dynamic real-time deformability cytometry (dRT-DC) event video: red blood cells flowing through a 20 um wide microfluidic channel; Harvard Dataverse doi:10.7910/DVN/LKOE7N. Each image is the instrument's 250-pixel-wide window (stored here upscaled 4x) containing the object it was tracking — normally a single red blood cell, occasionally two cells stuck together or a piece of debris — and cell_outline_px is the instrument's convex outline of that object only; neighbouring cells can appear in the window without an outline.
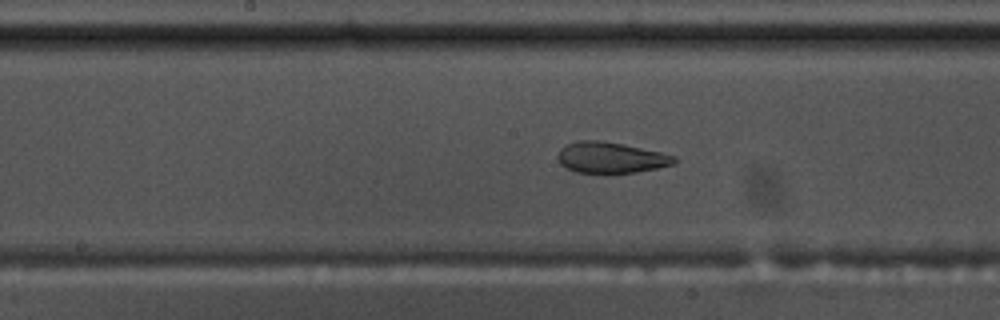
{"species": "common noctule bat (a hibernating species)", "species_latin": "Nyctalus noctula", "temperature_condition": "warm", "stored_images_in_passage": 58, "camera_frame_rate_fps": 3000, "um_per_image_px": 0.085, "animal": {"sex": "male", "body_mass_g": 17.5, "forearm_length_mm": 52.3}, "frame": {"image": 1, "passage_image": 30, "time_ms": 9.667, "image_size_px": [1000, 320], "cell_outline_px": [[676, 164], [636, 172], [612, 176], [576, 172], [560, 164], [556, 156], [560, 148], [564, 144], [576, 140], [600, 140], [624, 144], [660, 152], [676, 156]], "centroid_in_image_um": [51.88, 13.42], "position_along_channel_um": 196.3, "area_um2": 21.91}}
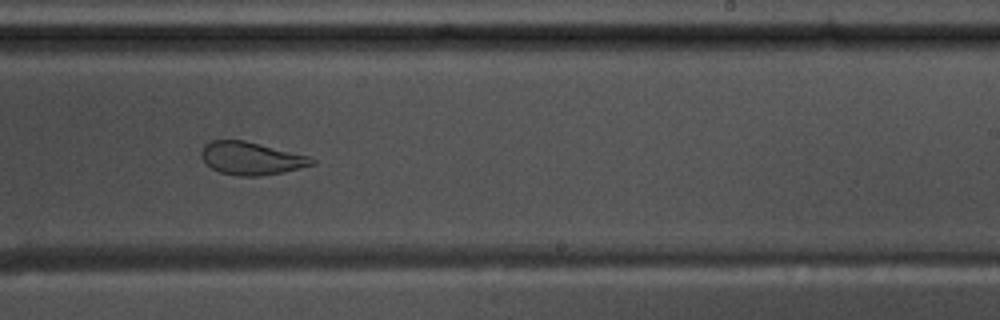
{"frame": {"image": 2, "passage_image": 36, "time_ms": 11.667, "image_size_px": [1000, 320], "cell_outline_px": [[316, 164], [284, 172], [260, 176], [236, 176], [220, 172], [212, 168], [200, 156], [200, 152], [204, 144], [212, 140], [244, 140], [308, 156], [316, 160]], "centroid_in_image_um": [21.34, 13.46], "position_along_channel_um": 267.7, "area_um2": 21.1}}
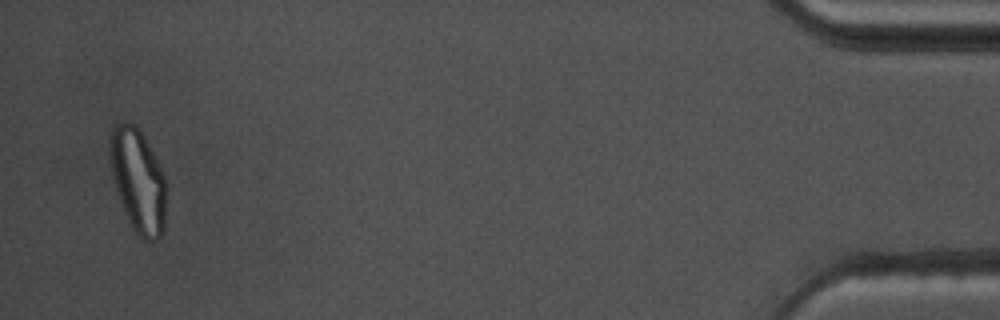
{"frame": {"image": 3, "passage_image": 56, "time_ms": 18.333, "image_size_px": [1000, 320], "cell_outline_px": [[168, 184], [164, 232], [156, 240], [144, 240], [136, 236], [124, 212], [116, 192], [112, 180], [108, 164], [108, 140], [112, 128], [116, 124], [124, 120], [136, 124], [152, 152]], "centroid_in_image_um": [11.7, 15.36], "position_along_channel_um": 423.5, "area_um2": 35.14}, "authors_computed_cell_mechanics": {"area_um2": 27.2816, "velocity_mm_per_s": 3.5759, "shape_relaxation_time_tau1_ms": null, "shape_relaxation_time_tau2_ms": 1.8633, "deformation_change_tau1": null, "deformation_change_tau2": 0.0859}}